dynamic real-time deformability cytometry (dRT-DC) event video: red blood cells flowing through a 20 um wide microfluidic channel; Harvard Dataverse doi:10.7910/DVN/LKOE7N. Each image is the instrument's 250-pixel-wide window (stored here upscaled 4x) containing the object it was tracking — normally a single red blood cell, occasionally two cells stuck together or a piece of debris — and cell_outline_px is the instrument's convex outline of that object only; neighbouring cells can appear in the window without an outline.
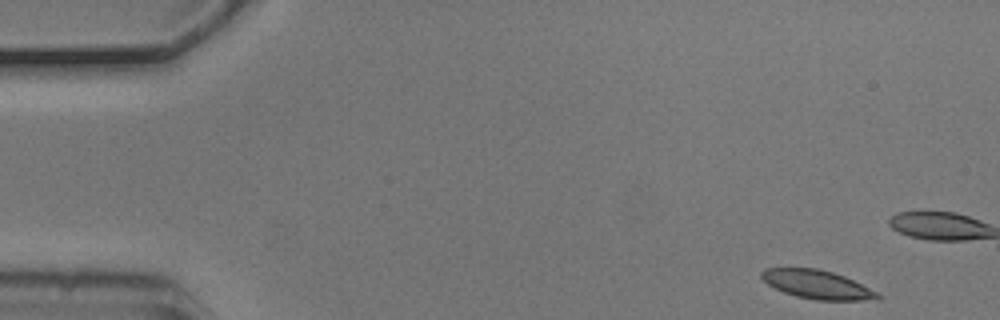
{"species": "common noctule bat (a hibernating species)", "species_latin": "Nyctalus noctula", "temperature_condition": "cold", "stored_images_in_passage": 6, "camera_frame_rate_fps": 3000, "um_per_image_px": 0.085, "animal": {"sex": "male", "body_mass_g": 20.5, "forearm_length_mm": 52.5}, "frame": {"image": 1, "passage_image": 1, "time_ms": 0.0, "image_size_px": [1000, 320], "cell_outline_px": [[884, 296], [864, 300], [816, 300], [796, 296], [784, 292], [768, 284], [760, 276], [760, 272], [764, 268], [816, 268], [832, 272], [844, 276]], "centroid_in_image_um": [69.4, 24.17], "position_along_channel_um": 15.6, "area_um2": 19.02}}
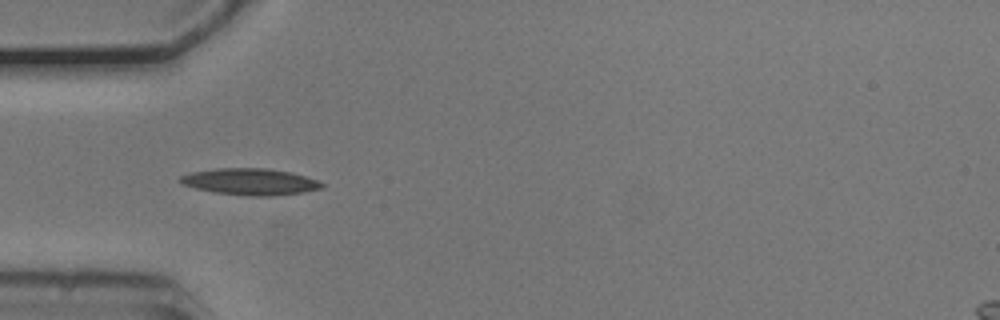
{"frame": {"image": 2, "passage_image": 5, "time_ms": 1.333, "image_size_px": [1000, 320], "cell_outline_px": [[324, 188], [304, 192], [272, 196], [248, 196], [216, 192], [196, 188], [184, 184], [176, 180], [180, 176], [192, 172], [216, 168], [268, 168], [292, 172], [316, 180], [324, 184]], "centroid_in_image_um": [21.28, 15.44], "position_along_channel_um": 63.7, "area_um2": 21.91}}